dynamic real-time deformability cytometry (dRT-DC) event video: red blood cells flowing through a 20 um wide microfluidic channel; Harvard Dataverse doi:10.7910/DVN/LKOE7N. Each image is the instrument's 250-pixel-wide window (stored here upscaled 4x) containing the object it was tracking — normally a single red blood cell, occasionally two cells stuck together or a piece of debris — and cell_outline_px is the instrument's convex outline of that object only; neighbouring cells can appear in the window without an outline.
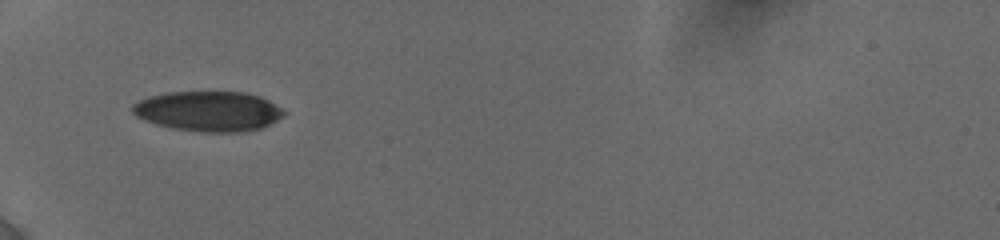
{"species": "human", "species_latin": "Homo sapiens", "temperature_condition": "cold", "stored_images_in_passage": 9, "camera_frame_rate_fps": 3000, "um_per_image_px": 0.085, "donor": {"sex": "female"}, "frame": {"image": 1, "passage_image": 6, "time_ms": 2.333, "image_size_px": [1000, 240], "cell_outline_px": [[288, 112], [284, 116], [260, 128], [240, 132], [200, 132], [172, 128], [156, 124], [144, 120], [136, 116], [132, 112], [132, 104], [140, 100], [152, 96], [168, 92], [244, 92], [260, 96], [268, 100]], "centroid_in_image_um": [17.73, 9.45], "position_along_channel_um": 67.3, "area_um2": 35.32}}